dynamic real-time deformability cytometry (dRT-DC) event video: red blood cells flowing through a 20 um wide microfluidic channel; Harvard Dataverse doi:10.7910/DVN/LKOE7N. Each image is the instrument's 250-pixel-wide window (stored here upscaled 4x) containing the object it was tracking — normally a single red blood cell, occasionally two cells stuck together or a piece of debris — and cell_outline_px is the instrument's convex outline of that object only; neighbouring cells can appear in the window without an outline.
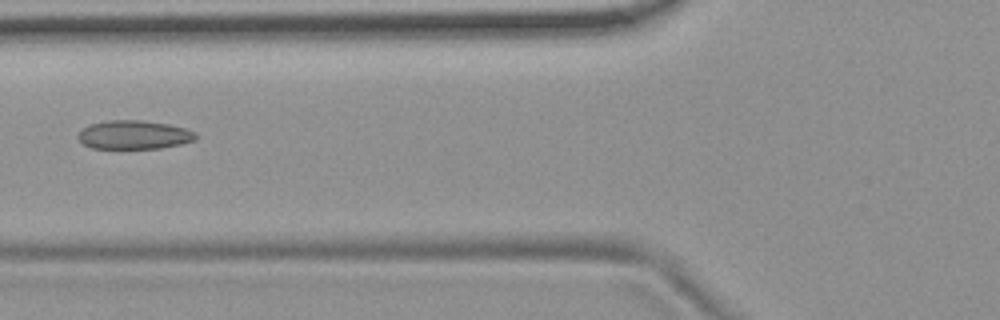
{"species": "common noctule bat (a hibernating species)", "species_latin": "Nyctalus noctula", "temperature_condition": "room temperature", "stored_images_in_passage": 9, "camera_frame_rate_fps": 3000, "um_per_image_px": 0.085, "animal": {"sex": "female", "body_mass_g": 19.9}, "frame": {"image": 1, "passage_image": 6, "time_ms": 6.667, "image_size_px": [1000, 320], "cell_outline_px": [[196, 140], [180, 144], [160, 148], [92, 148], [84, 144], [76, 136], [88, 124], [108, 120], [140, 120], [168, 124], [184, 128], [196, 132]], "centroid_in_image_um": [11.38, 11.45], "position_along_channel_um": 114.4, "area_um2": 19.59}}
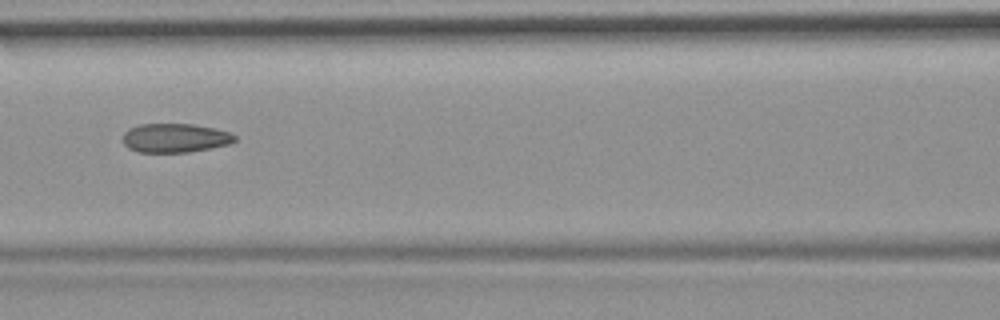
{"frame": {"image": 2, "passage_image": 7, "time_ms": 7.667, "image_size_px": [1000, 320], "cell_outline_px": [[236, 140], [228, 144], [188, 152], [140, 152], [128, 148], [124, 144], [124, 132], [128, 128], [140, 124], [192, 124], [212, 128], [228, 132], [236, 136]], "centroid_in_image_um": [14.84, 11.72], "position_along_channel_um": 151.8, "area_um2": 18.67}}